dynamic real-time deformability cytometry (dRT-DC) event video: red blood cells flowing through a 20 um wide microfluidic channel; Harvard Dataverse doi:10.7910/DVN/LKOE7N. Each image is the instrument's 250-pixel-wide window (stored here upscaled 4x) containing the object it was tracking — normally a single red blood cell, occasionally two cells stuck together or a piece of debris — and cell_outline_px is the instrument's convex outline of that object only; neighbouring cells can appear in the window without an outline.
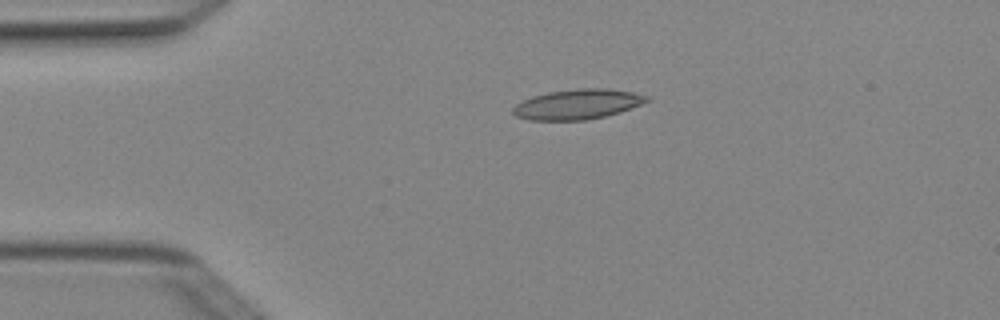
{"species": "Egyptian fruit bat (a non-hibernating species)", "species_latin": "Rousettus aegyptiacus", "temperature_condition": "cold", "stored_images_in_passage": 5, "camera_frame_rate_fps": 3000, "um_per_image_px": 0.085, "animal": {"sex": "female"}, "frame": {"image": 1, "passage_image": 4, "time_ms": 1.0, "image_size_px": [1000, 320], "cell_outline_px": [[652, 100], [620, 112], [604, 116], [584, 120], [532, 120], [516, 116], [512, 112], [512, 108], [516, 104], [532, 96], [548, 92], [580, 88], [608, 88], [632, 92], [648, 96]], "centroid_in_image_um": [49.11, 8.85], "position_along_channel_um": 35.9, "area_um2": 23.35}}